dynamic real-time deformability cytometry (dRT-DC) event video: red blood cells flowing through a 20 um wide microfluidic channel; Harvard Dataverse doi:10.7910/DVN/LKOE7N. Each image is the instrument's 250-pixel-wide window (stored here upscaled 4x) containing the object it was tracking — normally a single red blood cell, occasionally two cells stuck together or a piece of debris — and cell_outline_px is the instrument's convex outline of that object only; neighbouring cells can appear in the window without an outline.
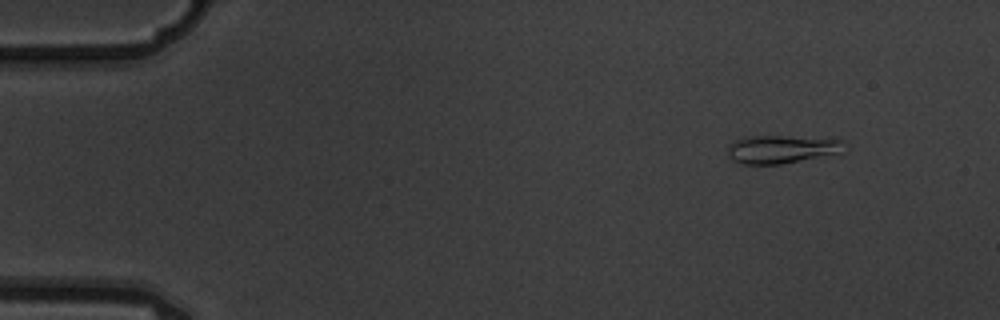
{"species": "common noctule bat (a hibernating species)", "species_latin": "Nyctalus noctula", "temperature_condition": "warm", "stored_images_in_passage": 6, "camera_frame_rate_fps": 3000, "um_per_image_px": 0.085, "animal": {"sex": "male", "body_mass_g": 19.5, "forearm_length_mm": 54.6}, "frame": {"image": 1, "passage_image": 2, "time_ms": 0.333, "image_size_px": [1000, 320], "cell_outline_px": [[848, 152], [780, 164], [744, 164], [732, 160], [728, 156], [728, 148], [736, 140], [752, 136], [784, 136], [844, 140]], "centroid_in_image_um": [66.53, 12.69], "position_along_channel_um": 18.5, "area_um2": 19.13}}
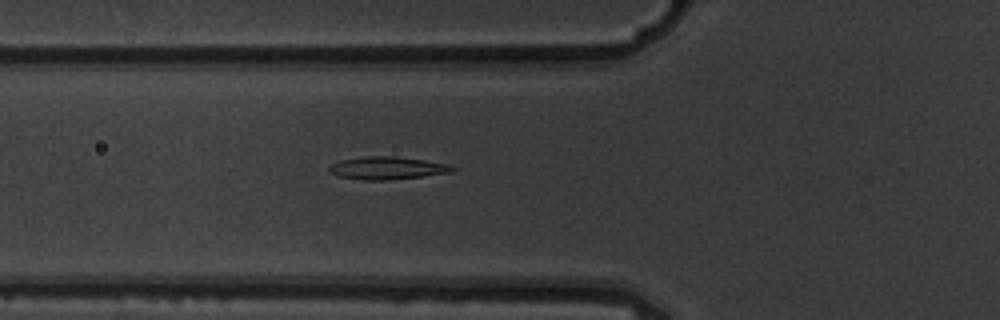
{"frame": {"image": 2, "passage_image": 6, "time_ms": 1.667, "image_size_px": [1000, 320], "cell_outline_px": [[456, 168], [452, 172], [424, 176], [392, 180], [364, 180], [336, 176], [328, 172], [328, 168], [332, 164], [340, 160], [364, 156], [396, 156], [424, 160], [448, 164]], "centroid_in_image_um": [32.89, 14.29], "position_along_channel_um": 92.9, "area_um2": 16.47}}